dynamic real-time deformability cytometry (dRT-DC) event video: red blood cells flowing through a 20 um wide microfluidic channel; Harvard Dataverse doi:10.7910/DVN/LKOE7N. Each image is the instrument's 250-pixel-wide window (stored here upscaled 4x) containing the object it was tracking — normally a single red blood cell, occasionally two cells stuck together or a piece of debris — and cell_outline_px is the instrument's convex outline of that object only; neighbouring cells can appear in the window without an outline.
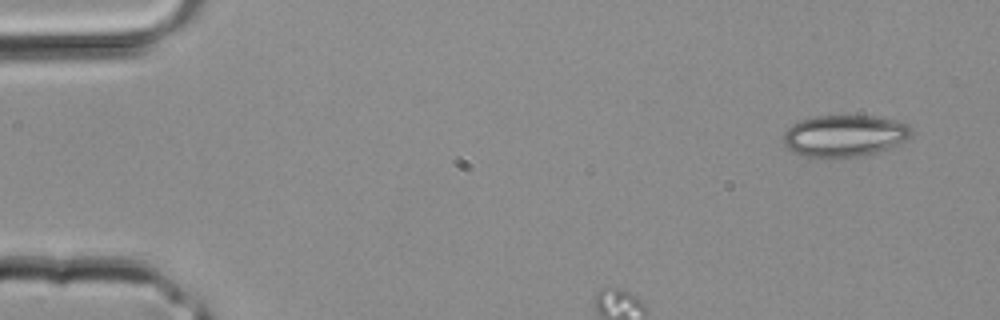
{"species": "common noctule bat (a hibernating species)", "species_latin": "Nyctalus noctula", "temperature_condition": "room temperature", "stored_images_in_passage": 3, "camera_frame_rate_fps": 3000, "um_per_image_px": 0.085, "animal": {"sex": "male", "body_mass_g": 20.4}, "frame": {"image": 1, "passage_image": 1, "time_ms": 0.0, "image_size_px": [1000, 320], "cell_outline_px": [[912, 132], [904, 140], [888, 148], [856, 156], [808, 156], [792, 152], [784, 144], [784, 132], [792, 124], [800, 120], [812, 116], [876, 116], [896, 120], [912, 128]], "centroid_in_image_um": [71.74, 11.51], "position_along_channel_um": 13.3, "area_um2": 30.4}}